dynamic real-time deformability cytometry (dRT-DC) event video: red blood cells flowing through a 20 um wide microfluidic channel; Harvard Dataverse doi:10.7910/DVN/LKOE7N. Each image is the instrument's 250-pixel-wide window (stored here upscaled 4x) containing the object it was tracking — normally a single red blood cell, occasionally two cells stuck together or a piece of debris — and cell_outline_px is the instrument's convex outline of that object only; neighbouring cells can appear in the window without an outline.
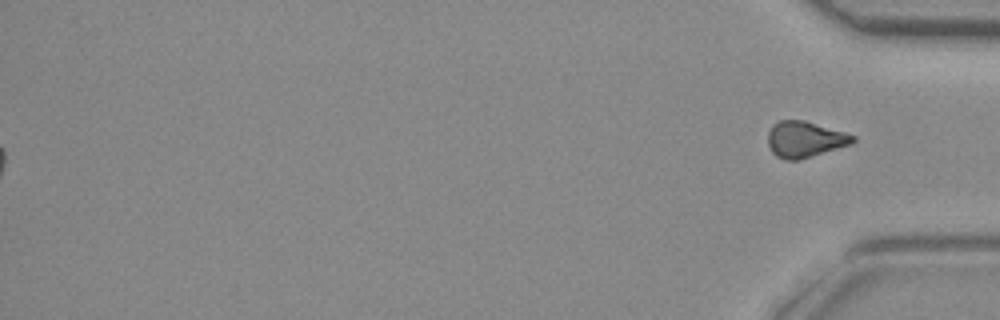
{"species": "common noctule bat (a hibernating species)", "species_latin": "Nyctalus noctula", "temperature_condition": "room temperature", "stored_images_in_passage": 47, "segment_of_instrument_passage": [2, 2], "camera_frame_rate_fps": 3000, "um_per_image_px": 0.085, "animal": {"sex": "female", "body_mass_g": 29.2, "forearm_length_mm": 56.3}, "frame": {"image": 1, "passage_image": 47, "time_ms": 15.333, "image_size_px": [1000, 320], "cell_outline_px": [[856, 140], [852, 144], [800, 160], [784, 160], [776, 156], [772, 152], [768, 144], [768, 132], [772, 124], [780, 120], [804, 120], [844, 132], [856, 136]], "centroid_in_image_um": [68.41, 11.85], "position_along_channel_um": 366.8, "area_um2": 17.98}}